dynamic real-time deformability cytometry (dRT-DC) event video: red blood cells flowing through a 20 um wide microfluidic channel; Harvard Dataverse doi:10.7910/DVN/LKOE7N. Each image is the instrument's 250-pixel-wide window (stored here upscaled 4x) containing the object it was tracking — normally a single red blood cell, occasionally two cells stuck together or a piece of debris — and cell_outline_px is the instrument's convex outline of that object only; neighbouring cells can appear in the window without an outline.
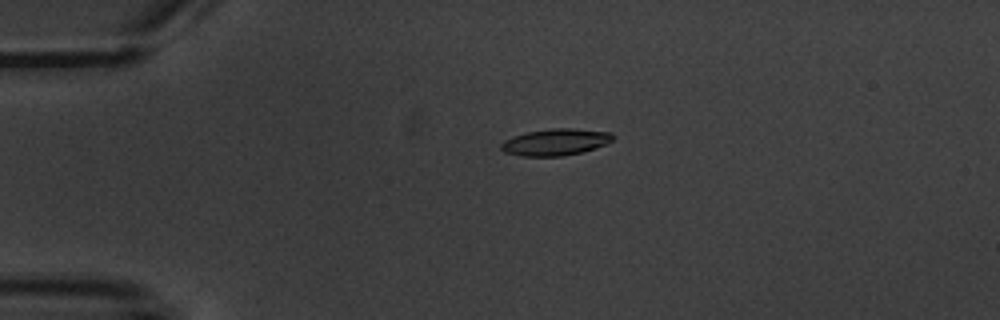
{"species": "common noctule bat (a hibernating species)", "species_latin": "Nyctalus noctula", "temperature_condition": "warm", "stored_images_in_passage": 1, "camera_frame_rate_fps": 3000, "um_per_image_px": 0.085, "animal": {"sex": "male", "body_mass_g": 20.1, "forearm_length_mm": 53.5}, "frame": {"image": 1, "passage_image": 1, "time_ms": 0.0, "image_size_px": [1000, 320], "cell_outline_px": [[616, 136], [612, 140], [596, 148], [564, 156], [520, 156], [504, 152], [500, 148], [500, 144], [504, 140], [528, 132], [552, 128], [572, 128], [612, 132]], "centroid_in_image_um": [47.23, 12.08], "position_along_channel_um": 37.8, "area_um2": 17.34}}